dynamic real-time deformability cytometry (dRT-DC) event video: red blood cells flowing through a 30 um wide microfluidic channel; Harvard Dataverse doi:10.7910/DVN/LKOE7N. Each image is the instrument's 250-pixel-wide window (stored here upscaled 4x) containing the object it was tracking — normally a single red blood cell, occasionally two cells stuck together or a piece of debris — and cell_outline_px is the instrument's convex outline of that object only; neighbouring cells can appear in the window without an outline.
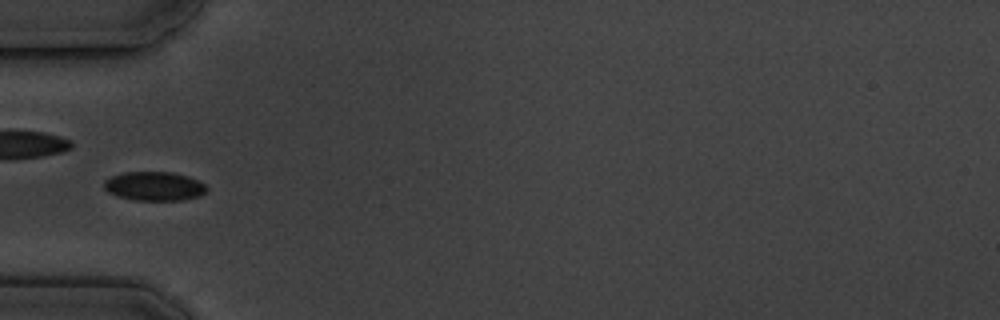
{"species": "common noctule bat (a hibernating species)", "species_latin": "Nyctalus noctula", "temperature_condition": "cold", "stored_images_in_passage": 6, "camera_frame_rate_fps": 3000, "um_per_image_px": 0.085, "animal": {"sex": "male", "body_mass_g": 19.5, "forearm_length_mm": 54.6}, "frame": {"image": 1, "passage_image": 4, "time_ms": 4.667, "image_size_px": [1000, 320], "cell_outline_px": [[208, 192], [200, 196], [184, 200], [136, 200], [116, 196], [108, 192], [104, 188], [104, 180], [112, 176], [124, 172], [172, 172], [188, 176], [204, 184], [208, 188]], "centroid_in_image_um": [13.13, 15.83], "position_along_channel_um": 71.9, "area_um2": 17.46}}